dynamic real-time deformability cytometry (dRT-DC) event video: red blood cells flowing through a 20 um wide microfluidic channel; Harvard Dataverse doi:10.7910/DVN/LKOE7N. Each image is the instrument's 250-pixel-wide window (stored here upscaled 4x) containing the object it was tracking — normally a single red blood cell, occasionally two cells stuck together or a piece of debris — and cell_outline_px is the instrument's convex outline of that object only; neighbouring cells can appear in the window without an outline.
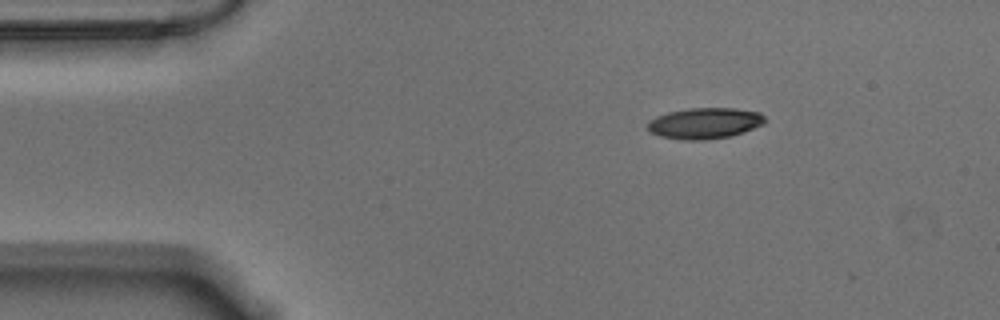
{"species": "Egyptian fruit bat (a non-hibernating species)", "species_latin": "Rousettus aegyptiacus", "temperature_condition": "warm", "stored_images_in_passage": 49, "camera_frame_rate_fps": 3000, "um_per_image_px": 0.085, "animal": {"sex": "male"}, "frame": {"image": 1, "passage_image": 1, "time_ms": 0.0, "image_size_px": [1000, 320], "cell_outline_px": [[768, 120], [764, 124], [744, 132], [732, 136], [704, 140], [680, 140], [660, 136], [652, 132], [648, 128], [648, 120], [656, 116], [668, 112], [688, 108], [736, 108], [760, 112]], "centroid_in_image_um": [59.93, 10.47], "position_along_channel_um": 25.1, "area_um2": 21.44}}
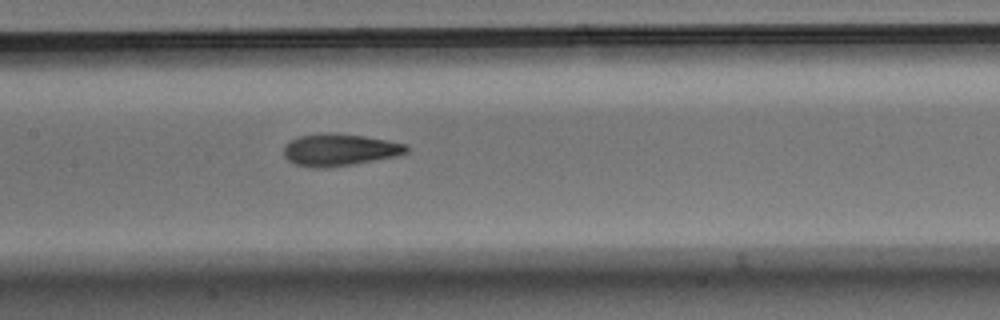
{"frame": {"image": 2, "passage_image": 19, "time_ms": 6.0, "image_size_px": [1000, 320], "cell_outline_px": [[408, 152], [396, 156], [352, 164], [328, 168], [312, 168], [296, 164], [288, 160], [284, 156], [284, 144], [300, 136], [332, 132], [364, 136], [388, 140], [408, 144]], "centroid_in_image_um": [28.87, 12.73], "position_along_channel_um": 178.5, "area_um2": 22.95}}
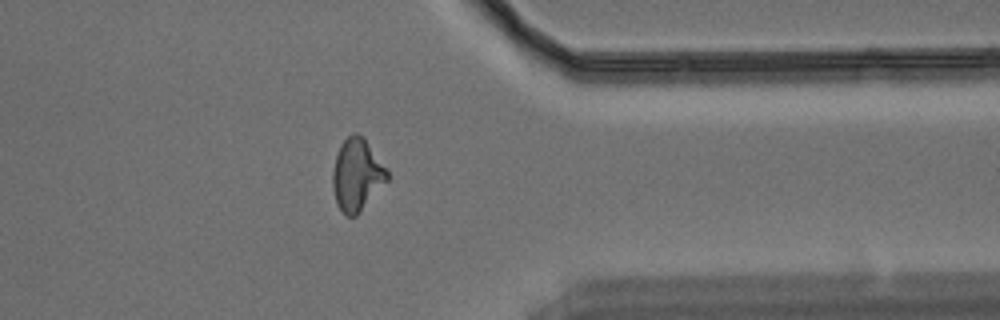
{"frame": {"image": 3, "passage_image": 37, "time_ms": 12.0, "image_size_px": [1000, 320], "cell_outline_px": [[388, 180], [356, 216], [348, 216], [336, 204], [332, 188], [332, 172], [336, 156], [340, 144], [352, 132], [356, 132], [364, 136], [388, 172]], "centroid_in_image_um": [30.32, 14.83], "position_along_channel_um": 381.1, "area_um2": 22.83}, "authors_computed_cell_mechanics": {"area_um2": 22.4842, "velocity_mm_per_s": 3.5512, "shape_relaxation_time_tau1_ms": 5.2185, "shape_relaxation_time_tau2_ms": 1.8264, "deformation_change_tau1": 0.1944, "deformation_change_tau2": 0.0918}}